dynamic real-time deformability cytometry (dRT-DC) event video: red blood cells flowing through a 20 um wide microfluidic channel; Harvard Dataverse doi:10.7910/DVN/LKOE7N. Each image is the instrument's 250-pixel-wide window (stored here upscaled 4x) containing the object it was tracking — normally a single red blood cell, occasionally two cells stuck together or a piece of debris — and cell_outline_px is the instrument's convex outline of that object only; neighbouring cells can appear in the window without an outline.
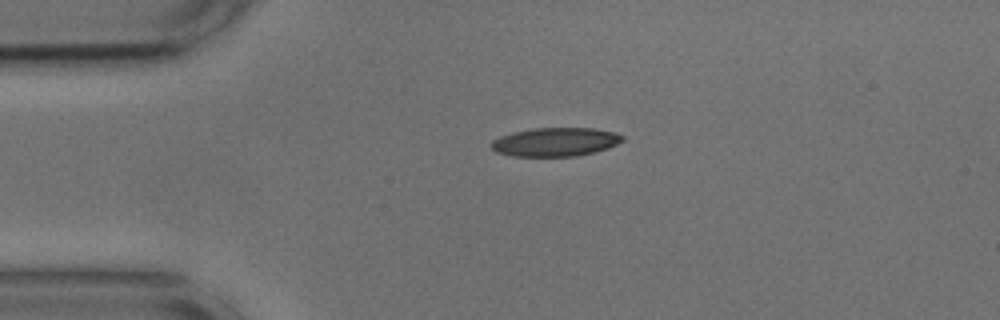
{"species": "common noctule bat (a hibernating species)", "species_latin": "Nyctalus noctula", "temperature_condition": "cold", "stored_images_in_passage": 43, "camera_frame_rate_fps": 3000, "um_per_image_px": 0.085, "animal": {"sex": "male", "body_mass_g": 17.9, "forearm_length_mm": 54.2}, "frame": {"image": 1, "passage_image": 1, "time_ms": 0.0, "image_size_px": [1000, 320], "cell_outline_px": [[624, 140], [608, 148], [596, 152], [576, 156], [512, 156], [496, 152], [488, 144], [492, 140], [500, 136], [512, 132], [536, 128], [596, 128], [616, 132], [624, 136]], "centroid_in_image_um": [47.21, 12.06], "position_along_channel_um": 37.8, "area_um2": 22.14}}
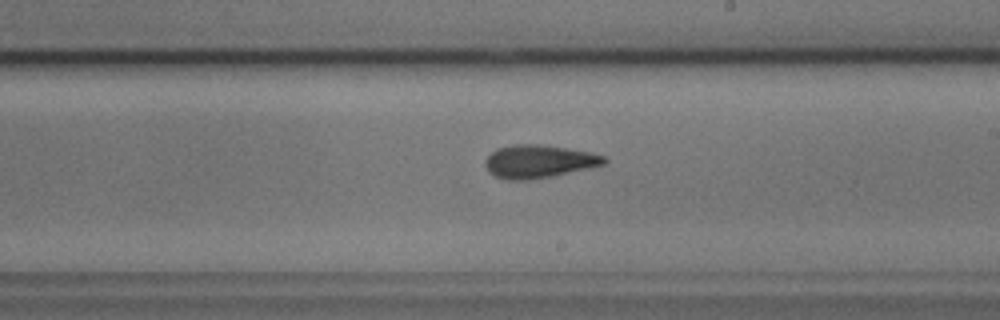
{"frame": {"image": 2, "passage_image": 20, "time_ms": 6.333, "image_size_px": [1000, 320], "cell_outline_px": [[608, 160], [604, 164], [588, 168], [552, 176], [528, 180], [504, 180], [488, 172], [484, 164], [484, 160], [496, 148], [512, 144], [540, 144], [588, 152], [604, 156]], "centroid_in_image_um": [45.73, 13.72], "position_along_channel_um": 243.3, "area_um2": 22.83}}
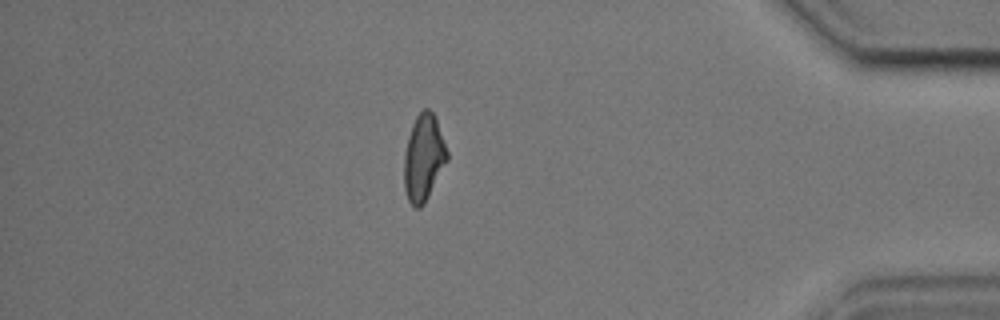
{"frame": {"image": 3, "passage_image": 36, "time_ms": 11.667, "image_size_px": [1000, 320], "cell_outline_px": [[448, 160], [424, 204], [420, 208], [416, 208], [408, 200], [404, 188], [404, 152], [408, 136], [412, 124], [416, 116], [424, 108], [428, 108], [432, 112], [436, 120], [448, 152]], "centroid_in_image_um": [35.99, 13.42], "position_along_channel_um": 399.2, "area_um2": 21.62}, "authors_computed_cell_mechanics": {"area_um2": 22.1952, "velocity_mm_per_s": 3.6612, "shape_relaxation_time_tau1_ms": 4.5973, "shape_relaxation_time_tau2_ms": 3.4293, "deformation_change_tau1": 0.144, "deformation_change_tau2": 0.1213}}